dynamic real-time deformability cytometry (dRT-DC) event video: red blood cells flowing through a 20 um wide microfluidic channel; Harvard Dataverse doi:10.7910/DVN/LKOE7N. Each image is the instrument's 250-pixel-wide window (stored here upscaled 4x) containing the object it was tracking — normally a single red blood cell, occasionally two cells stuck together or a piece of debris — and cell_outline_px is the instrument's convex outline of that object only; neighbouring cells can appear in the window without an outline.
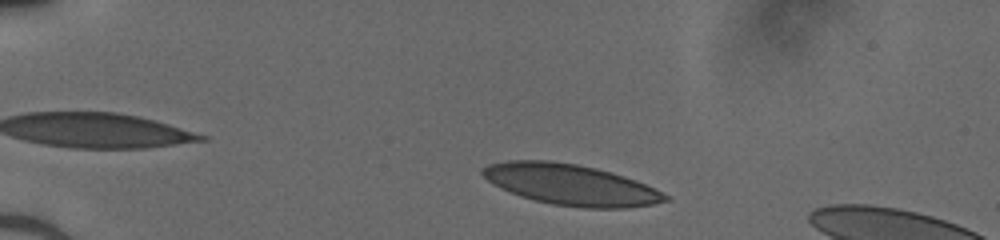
{"species": "human", "species_latin": "Homo sapiens", "temperature_condition": "cold", "stored_images_in_passage": 43, "camera_frame_rate_fps": 3000, "um_per_image_px": 0.085, "donor": {"sex": "male"}, "frame": {"image": 1, "passage_image": 4, "time_ms": 1.0, "image_size_px": [1000, 240], "cell_outline_px": [[672, 200], [652, 204], [628, 208], [584, 208], [552, 204], [536, 200], [500, 188], [488, 180], [480, 172], [488, 164], [508, 160], [552, 160], [576, 164], [596, 168], [612, 172], [636, 180], [672, 196]], "centroid_in_image_um": [48.57, 15.69], "position_along_channel_um": 36.4, "area_um2": 43.47}}
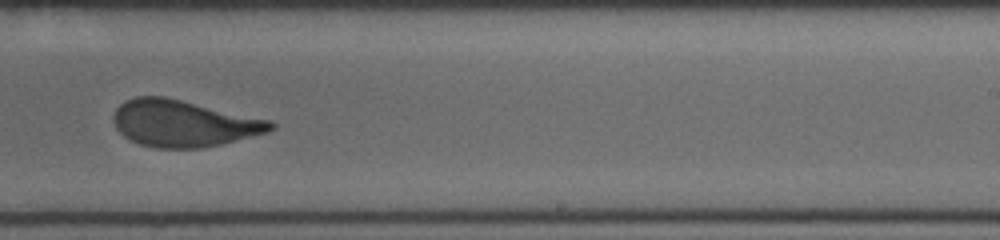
{"frame": {"image": 2, "passage_image": 26, "time_ms": 8.333, "image_size_px": [1000, 240], "cell_outline_px": [[276, 128], [268, 132], [220, 144], [200, 148], [156, 148], [140, 144], [124, 136], [116, 128], [112, 116], [116, 108], [124, 100], [136, 96], [164, 96], [272, 120], [276, 124]], "centroid_in_image_um": [15.6, 10.48], "position_along_channel_um": 273.4, "area_um2": 42.77}}
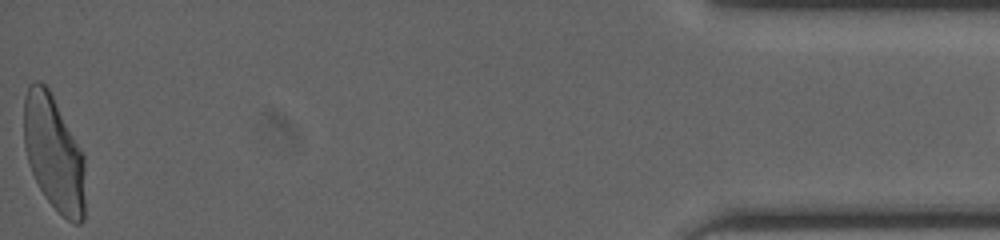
{"frame": {"image": 3, "passage_image": 43, "time_ms": 14.0, "image_size_px": [1000, 240], "cell_outline_px": [[84, 220], [80, 224], [72, 224], [44, 196], [28, 164], [24, 148], [24, 96], [28, 84], [36, 80], [40, 80], [48, 88], [84, 156]], "centroid_in_image_um": [4.55, 13.01], "position_along_channel_um": 430.7, "area_um2": 40.92}}